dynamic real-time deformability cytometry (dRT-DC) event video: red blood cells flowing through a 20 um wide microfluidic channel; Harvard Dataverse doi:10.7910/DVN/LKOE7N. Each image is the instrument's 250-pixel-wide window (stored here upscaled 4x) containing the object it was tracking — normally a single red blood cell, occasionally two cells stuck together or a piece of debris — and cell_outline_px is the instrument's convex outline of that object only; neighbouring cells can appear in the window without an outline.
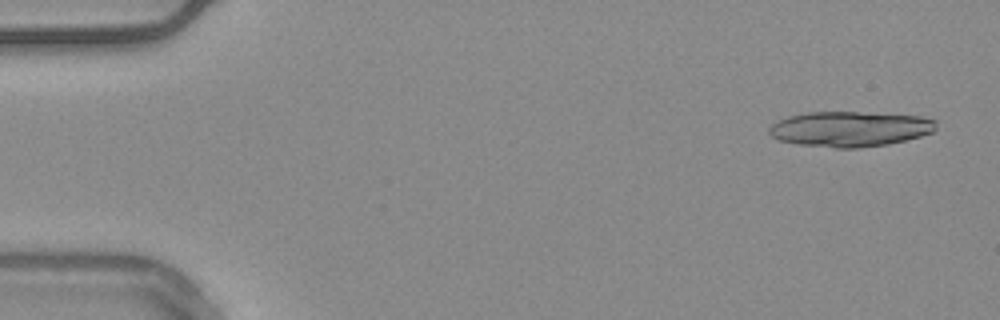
{"species": "common noctule bat (a hibernating species)", "species_latin": "Nyctalus noctula", "temperature_condition": "warm", "stored_images_in_passage": 52, "camera_frame_rate_fps": 3000, "um_per_image_px": 0.085, "animal": {"sex": "male", "body_mass_g": 20.4}, "frame": {"image": 1, "passage_image": 1, "time_ms": 0.0, "image_size_px": [1000, 320], "cell_outline_px": [[936, 128], [932, 132], [920, 136], [888, 144], [860, 148], [836, 148], [796, 144], [780, 140], [772, 136], [768, 132], [768, 128], [772, 124], [788, 116], [808, 112], [856, 112], [920, 116], [936, 120]], "centroid_in_image_um": [72.23, 10.97], "position_along_channel_um": 12.8, "area_um2": 34.22}}
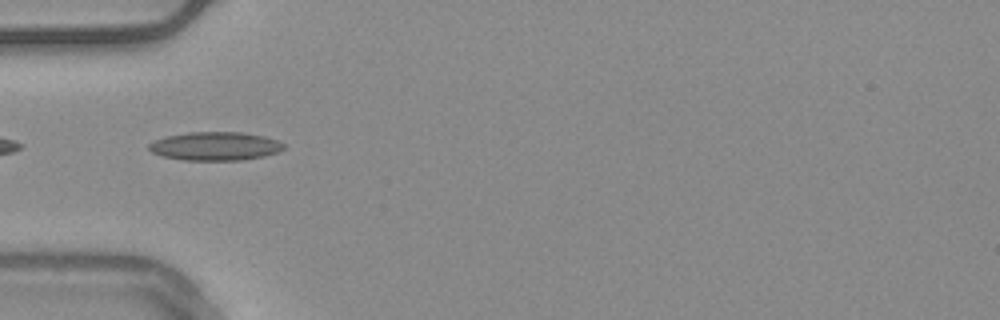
{"frame": {"image": 2, "passage_image": 16, "time_ms": 5.0, "image_size_px": [1000, 320], "cell_outline_px": [[284, 148], [276, 152], [264, 156], [244, 160], [184, 160], [164, 156], [152, 152], [148, 148], [148, 144], [164, 136], [188, 132], [244, 132], [264, 136], [276, 140], [284, 144]], "centroid_in_image_um": [18.28, 12.42], "position_along_channel_um": 66.7, "area_um2": 22.37}}
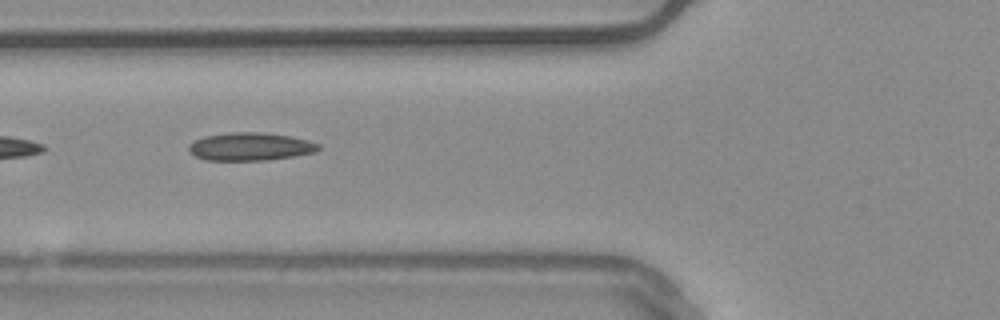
{"frame": {"image": 3, "passage_image": 19, "time_ms": 6.0, "image_size_px": [1000, 320], "cell_outline_px": [[320, 148], [316, 152], [268, 160], [204, 160], [188, 152], [188, 144], [204, 136], [228, 132], [256, 132], [292, 136], [308, 140], [320, 144]], "centroid_in_image_um": [21.26, 12.46], "position_along_channel_um": 104.5, "area_um2": 21.21}, "authors_computed_cell_mechanics": {"area_um2": 20.4612, "velocity_mm_per_s": 3.7855, "shape_relaxation_time_tau1_ms": null, "shape_relaxation_time_tau2_ms": 3.6729, "deformation_change_tau1": null, "deformation_change_tau2": 0.1259}}